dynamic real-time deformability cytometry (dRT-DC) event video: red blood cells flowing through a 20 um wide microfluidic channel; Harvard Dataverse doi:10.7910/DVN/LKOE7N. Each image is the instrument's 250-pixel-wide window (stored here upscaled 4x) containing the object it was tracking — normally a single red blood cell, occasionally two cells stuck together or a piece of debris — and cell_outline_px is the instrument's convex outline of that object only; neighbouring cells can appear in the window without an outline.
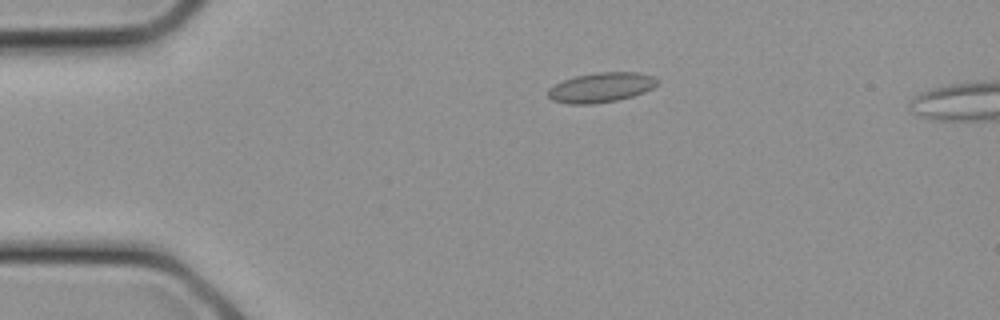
{"species": "common noctule bat (a hibernating species)", "species_latin": "Nyctalus noctula", "temperature_condition": "cold", "stored_images_in_passage": 15, "camera_frame_rate_fps": 3000, "um_per_image_px": 0.085, "animal": {"sex": "female", "body_mass_g": 21.9}, "frame": {"image": 1, "passage_image": 1, "time_ms": 0.0, "image_size_px": [1000, 320], "cell_outline_px": [[660, 84], [644, 92], [632, 96], [616, 100], [592, 104], [568, 104], [552, 100], [548, 96], [548, 88], [564, 80], [576, 76], [596, 72], [640, 72], [656, 76], [660, 80]], "centroid_in_image_um": [51.15, 7.42], "position_along_channel_um": 33.9, "area_um2": 19.13}}
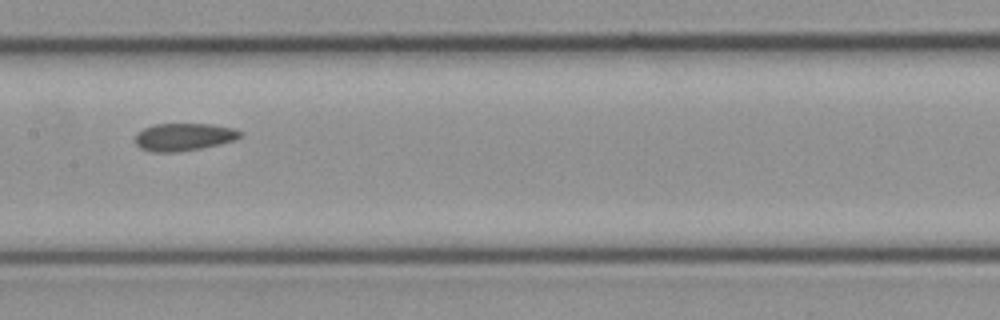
{"frame": {"image": 2, "passage_image": 9, "time_ms": 2.667, "image_size_px": [1000, 320], "cell_outline_px": [[244, 132], [236, 140], [200, 148], [180, 152], [152, 152], [140, 148], [136, 144], [136, 136], [144, 128], [156, 124], [212, 124], [236, 128]], "centroid_in_image_um": [15.67, 11.64], "position_along_channel_um": 191.7, "area_um2": 16.88}}
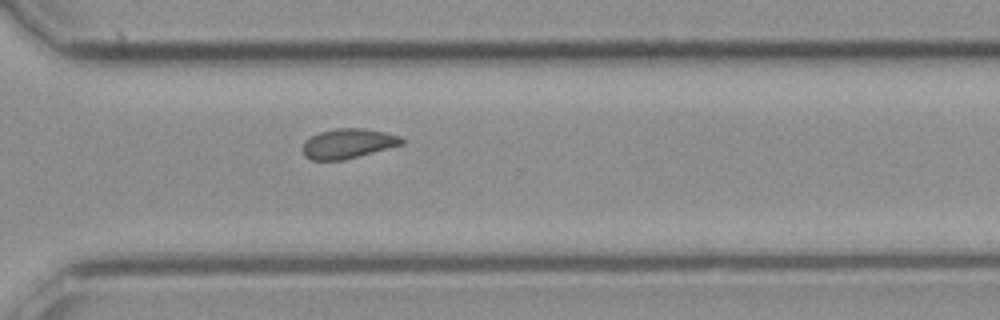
{"frame": {"image": 3, "passage_image": 15, "time_ms": 4.667, "image_size_px": [1000, 320], "cell_outline_px": [[404, 144], [344, 160], [312, 160], [304, 156], [304, 140], [320, 132], [336, 128], [364, 128], [384, 132], [400, 136], [404, 140]], "centroid_in_image_um": [29.6, 12.2], "position_along_channel_um": 341.0, "area_um2": 17.11}}